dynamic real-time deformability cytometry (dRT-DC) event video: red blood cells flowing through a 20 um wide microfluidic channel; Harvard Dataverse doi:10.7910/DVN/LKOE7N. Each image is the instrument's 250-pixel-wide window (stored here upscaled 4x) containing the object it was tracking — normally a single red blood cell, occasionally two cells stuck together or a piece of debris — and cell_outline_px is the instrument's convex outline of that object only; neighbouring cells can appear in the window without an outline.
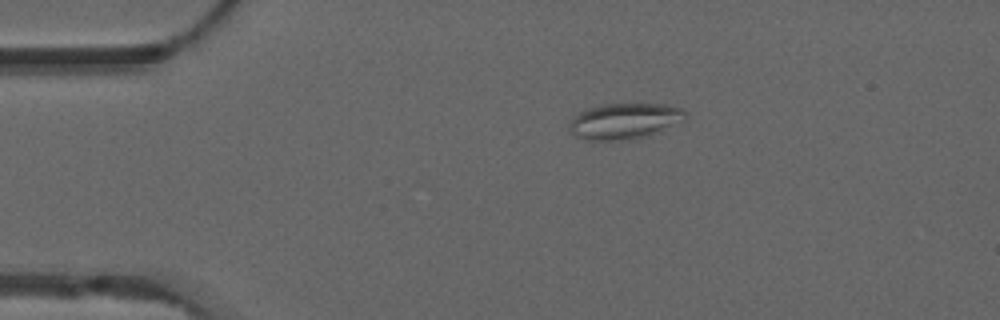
{"species": "common noctule bat (a hibernating species)", "species_latin": "Nyctalus noctula", "temperature_condition": "warm", "stored_images_in_passage": 44, "camera_frame_rate_fps": 3000, "um_per_image_px": 0.085, "animal": {"sex": "male", "forearm_length_mm": 52.5}, "frame": {"image": 1, "passage_image": 1, "time_ms": 0.0, "image_size_px": [1000, 320], "cell_outline_px": [[688, 116], [684, 120], [648, 136], [628, 140], [584, 140], [572, 136], [568, 128], [568, 124], [572, 116], [588, 108], [604, 104], [664, 104], [684, 108], [688, 112]], "centroid_in_image_um": [53.06, 10.3], "position_along_channel_um": 31.9, "area_um2": 24.68}}
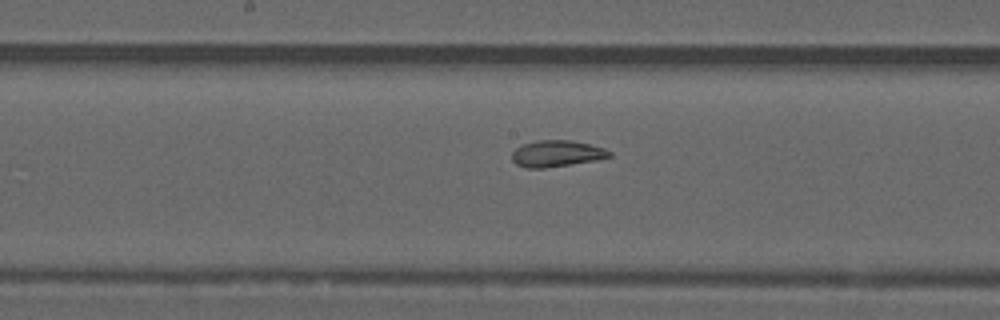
{"frame": {"image": 2, "passage_image": 18, "time_ms": 5.667, "image_size_px": [1000, 320], "cell_outline_px": [[612, 156], [596, 160], [544, 168], [528, 168], [516, 164], [512, 160], [512, 152], [516, 148], [524, 144], [536, 140], [568, 140], [588, 144], [604, 148], [612, 152]], "centroid_in_image_um": [47.31, 13.05], "position_along_channel_um": 200.9, "area_um2": 14.85}}
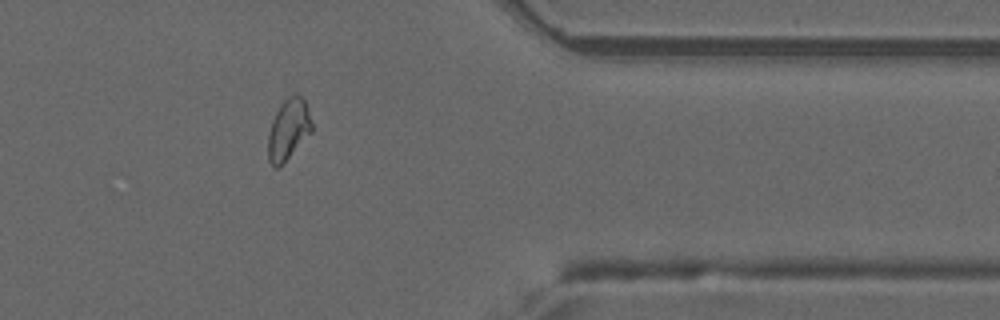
{"frame": {"image": 3, "passage_image": 34, "time_ms": 11.0, "image_size_px": [1000, 320], "cell_outline_px": [[312, 132], [280, 168], [272, 168], [268, 160], [268, 136], [272, 120], [280, 104], [292, 92], [296, 92], [304, 100], [312, 124]], "centroid_in_image_um": [24.5, 11.03], "position_along_channel_um": 386.9, "area_um2": 15.78}, "authors_computed_cell_mechanics": {"area_um2": 15.606, "velocity_mm_per_s": 3.8296, "shape_relaxation_time_tau1_ms": null, "shape_relaxation_time_tau2_ms": 1.8707, "deformation_change_tau1": null, "deformation_change_tau2": 0.0727}}